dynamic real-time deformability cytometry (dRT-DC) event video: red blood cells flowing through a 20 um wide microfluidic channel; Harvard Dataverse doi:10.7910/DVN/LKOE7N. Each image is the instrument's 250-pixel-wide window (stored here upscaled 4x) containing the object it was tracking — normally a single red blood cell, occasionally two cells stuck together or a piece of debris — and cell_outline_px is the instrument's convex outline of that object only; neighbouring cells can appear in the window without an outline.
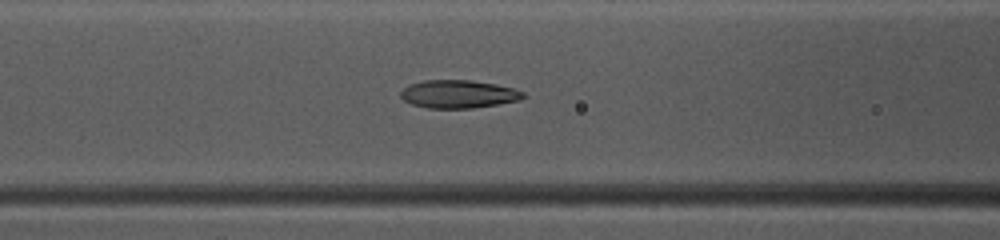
{"species": "common noctule bat (a hibernating species)", "species_latin": "Nyctalus noctula", "temperature_condition": "warm", "stored_images_in_passage": 35, "camera_frame_rate_fps": 3000, "um_per_image_px": 0.085, "animal": {"sex": "female", "body_mass_g": 10.0, "forearm_length_mm": 53.1}, "frame": {"image": 1, "passage_image": 7, "time_ms": 2.0, "image_size_px": [1000, 240], "cell_outline_px": [[524, 96], [520, 100], [472, 108], [428, 108], [412, 104], [404, 100], [400, 96], [400, 92], [404, 88], [412, 84], [424, 80], [472, 80], [496, 84], [512, 88], [524, 92]], "centroid_in_image_um": [38.96, 7.99], "position_along_channel_um": 127.6, "area_um2": 19.83}}
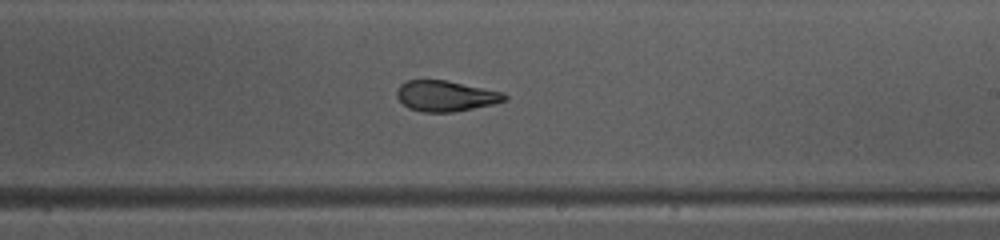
{"frame": {"image": 2, "passage_image": 16, "time_ms": 5.0, "image_size_px": [1000, 240], "cell_outline_px": [[508, 100], [492, 104], [452, 112], [424, 112], [408, 108], [396, 96], [396, 92], [400, 84], [408, 80], [444, 80], [504, 92], [508, 96]], "centroid_in_image_um": [37.88, 8.15], "position_along_channel_um": 251.1, "area_um2": 19.13}}
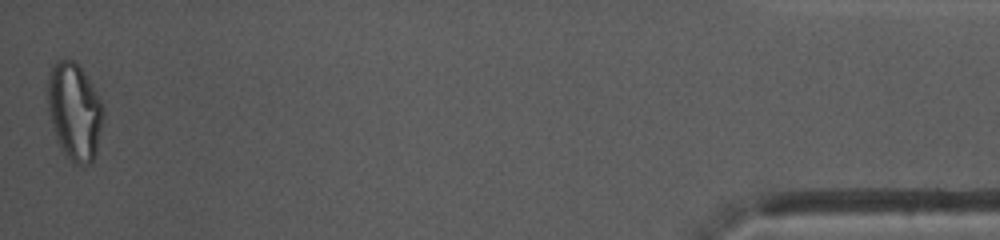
{"frame": {"image": 3, "passage_image": 35, "time_ms": 11.333, "image_size_px": [1000, 240], "cell_outline_px": [[104, 112], [96, 152], [92, 160], [88, 164], [72, 164], [60, 148], [56, 140], [48, 108], [48, 80], [52, 68], [56, 60], [72, 60], [84, 72], [100, 100], [104, 108]], "centroid_in_image_um": [6.32, 9.51], "position_along_channel_um": 428.9, "area_um2": 31.04}, "authors_computed_cell_mechanics": {"area_um2": 20.1144, "velocity_mm_per_s": 4.1134, "shape_relaxation_time_tau1_ms": null, "shape_relaxation_time_tau2_ms": 1.7864, "deformation_change_tau1": null, "deformation_change_tau2": 0.0867}}